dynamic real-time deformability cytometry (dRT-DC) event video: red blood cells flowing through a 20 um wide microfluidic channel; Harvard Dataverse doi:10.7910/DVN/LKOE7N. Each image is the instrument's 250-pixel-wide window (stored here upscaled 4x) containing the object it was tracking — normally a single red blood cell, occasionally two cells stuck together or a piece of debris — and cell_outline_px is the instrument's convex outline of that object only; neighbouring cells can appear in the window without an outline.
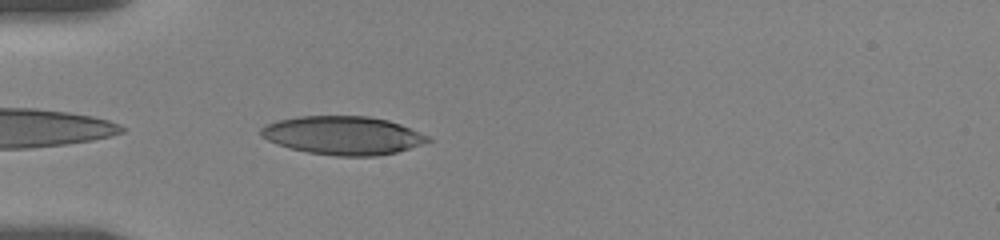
{"species": "human", "species_latin": "Homo sapiens", "temperature_condition": "room temperature", "stored_images_in_passage": 44, "camera_frame_rate_fps": 3000, "um_per_image_px": 0.085, "donor": {"sex": "female"}, "frame": {"image": 1, "passage_image": 3, "time_ms": 0.667, "image_size_px": [1000, 240], "cell_outline_px": [[432, 140], [396, 152], [376, 156], [336, 156], [308, 152], [276, 144], [260, 136], [260, 128], [264, 124], [276, 120], [300, 116], [368, 116], [388, 120], [400, 124], [428, 136]], "centroid_in_image_um": [29.09, 11.5], "position_along_channel_um": 55.9, "area_um2": 37.28}}
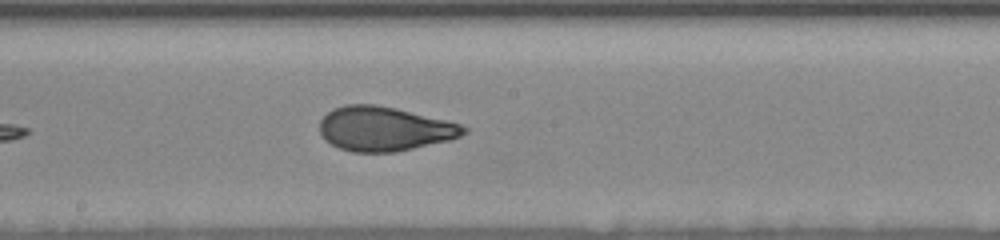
{"frame": {"image": 2, "passage_image": 22, "time_ms": 5.333, "image_size_px": [1000, 240], "cell_outline_px": [[468, 132], [460, 136], [448, 140], [396, 152], [352, 152], [340, 148], [332, 144], [320, 132], [320, 120], [332, 108], [348, 104], [376, 104], [396, 108], [448, 120], [460, 124], [468, 128]], "centroid_in_image_um": [32.69, 10.94], "position_along_channel_um": 215.5, "area_um2": 37.11}}
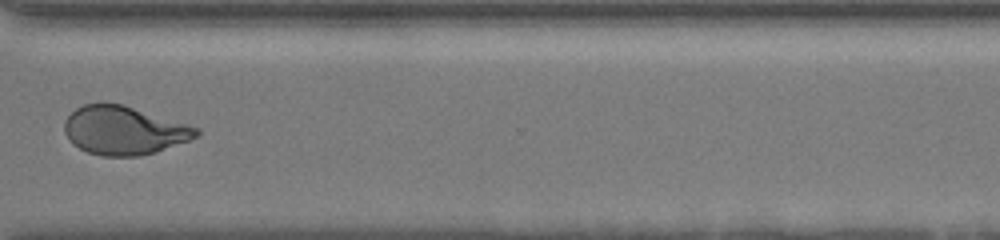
{"frame": {"image": 3, "passage_image": 33, "time_ms": 9.333, "image_size_px": [1000, 240], "cell_outline_px": [[200, 136], [156, 152], [140, 156], [100, 156], [88, 152], [72, 144], [68, 140], [64, 132], [64, 120], [76, 108], [84, 104], [100, 100], [124, 104], [188, 124], [200, 128]], "centroid_in_image_um": [10.52, 11.06], "position_along_channel_um": 360.1, "area_um2": 38.03}, "authors_computed_cell_mechanics": {"area_um2": 37.2232, "velocity_mm_per_s": 3.6186, "shape_relaxation_time_tau1_ms": 6.3235, "shape_relaxation_time_tau2_ms": 0.9901, "deformation_change_tau1": 0.2047, "deformation_change_tau2": 0.0774}}